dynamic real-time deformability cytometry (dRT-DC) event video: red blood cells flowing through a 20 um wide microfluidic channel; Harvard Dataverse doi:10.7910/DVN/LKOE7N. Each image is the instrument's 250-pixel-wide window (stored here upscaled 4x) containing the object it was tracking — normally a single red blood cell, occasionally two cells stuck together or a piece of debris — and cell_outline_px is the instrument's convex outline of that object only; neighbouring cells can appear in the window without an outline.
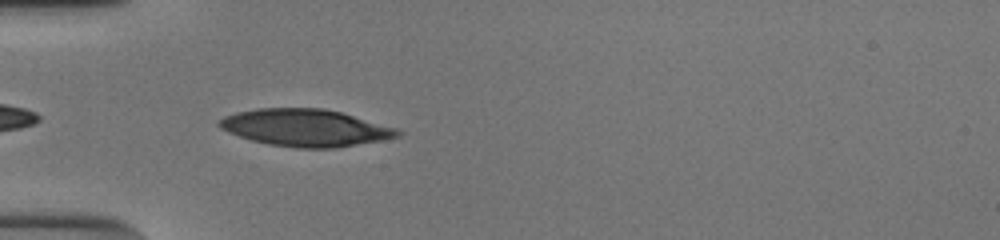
{"species": "human", "species_latin": "Homo sapiens", "temperature_condition": "cold", "stored_images_in_passage": 38, "camera_frame_rate_fps": 3000, "um_per_image_px": 0.085, "donor": {"sex": "male"}, "frame": {"image": 1, "passage_image": 2, "time_ms": 0.333, "image_size_px": [1000, 240], "cell_outline_px": [[404, 132], [400, 136], [380, 140], [332, 148], [296, 148], [268, 144], [252, 140], [228, 132], [220, 128], [216, 124], [224, 116], [236, 112], [256, 108], [324, 108], [340, 112], [396, 128]], "centroid_in_image_um": [25.93, 10.85], "position_along_channel_um": 59.1, "area_um2": 38.38}}
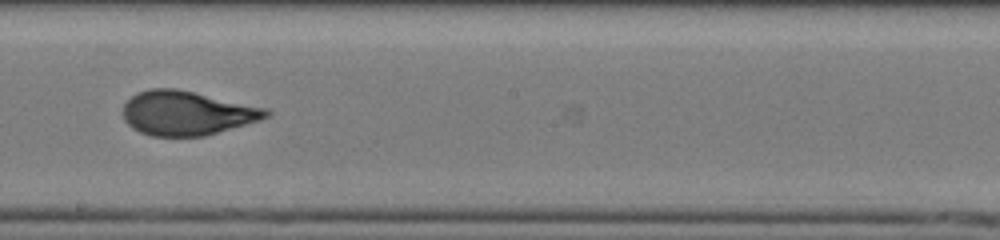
{"frame": {"image": 2, "passage_image": 16, "time_ms": 5.0, "image_size_px": [1000, 240], "cell_outline_px": [[272, 116], [260, 120], [204, 136], [152, 136], [140, 132], [132, 128], [124, 120], [124, 104], [136, 92], [152, 88], [176, 88], [268, 108], [272, 112]], "centroid_in_image_um": [15.91, 9.61], "position_along_channel_um": 232.3, "area_um2": 36.93}}
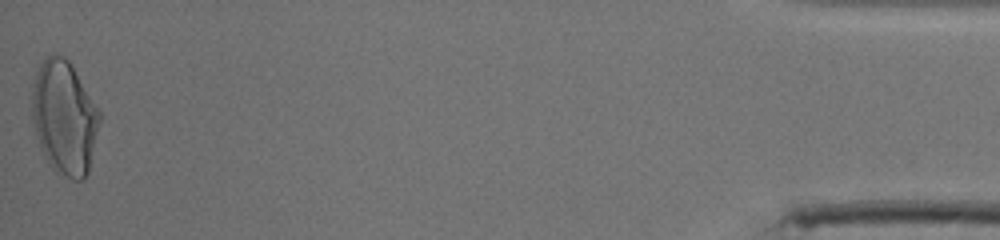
{"frame": {"image": 3, "passage_image": 38, "time_ms": 12.333, "image_size_px": [1000, 240], "cell_outline_px": [[100, 120], [88, 172], [84, 180], [72, 180], [56, 172], [52, 168], [44, 156], [40, 148], [36, 136], [32, 120], [32, 92], [36, 72], [40, 64], [52, 52], [64, 56], [68, 60], [100, 112]], "centroid_in_image_um": [5.45, 10.01], "position_along_channel_um": 429.8, "area_um2": 44.56}, "authors_computed_cell_mechanics": {"area_um2": 36.7319, "velocity_mm_per_s": 3.8609, "shape_relaxation_time_tau1_ms": 6.5362, "shape_relaxation_time_tau2_ms": 0.7838, "deformation_change_tau1": 0.2535, "deformation_change_tau2": 0.0639}}